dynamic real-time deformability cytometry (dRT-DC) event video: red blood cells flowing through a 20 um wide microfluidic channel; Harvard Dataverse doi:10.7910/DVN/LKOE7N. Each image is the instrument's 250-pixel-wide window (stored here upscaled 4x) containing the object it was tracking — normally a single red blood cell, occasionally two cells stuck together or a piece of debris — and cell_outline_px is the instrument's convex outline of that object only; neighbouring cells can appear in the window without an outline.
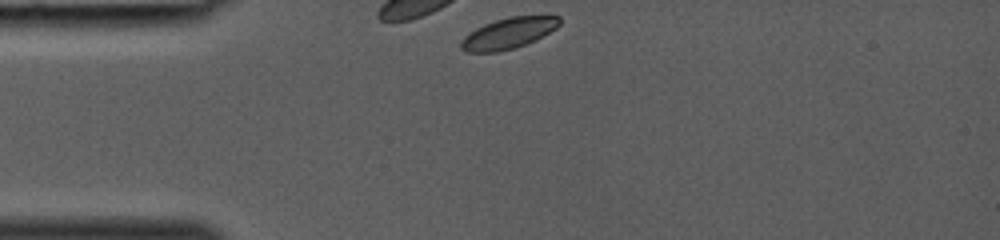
{"species": "common noctule bat (a hibernating species)", "species_latin": "Nyctalus noctula", "temperature_condition": "room temperature", "stored_images_in_passage": 26, "camera_frame_rate_fps": 3000, "um_per_image_px": 0.085, "animal": {"sex": "female", "body_mass_g": 19.0, "forearm_length_mm": 53.3}, "frame": {"image": 1, "passage_image": 1, "time_ms": 0.0, "image_size_px": [1000, 240], "cell_outline_px": [[560, 24], [556, 28], [536, 40], [516, 48], [500, 52], [468, 52], [460, 48], [460, 40], [464, 36], [476, 28], [484, 24], [508, 16], [560, 16]], "centroid_in_image_um": [43.2, 2.83], "position_along_channel_um": 41.8, "area_um2": 17.86}}
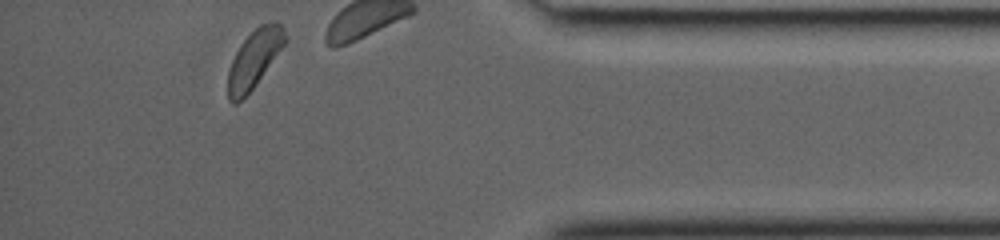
{"frame": {"image": 2, "passage_image": 26, "time_ms": 8.333, "image_size_px": [1000, 240], "cell_outline_px": [[288, 40], [256, 84], [236, 104], [232, 104], [228, 100], [228, 72], [232, 60], [240, 44], [260, 24], [276, 20], [284, 28]], "centroid_in_image_um": [21.63, 4.98], "position_along_channel_um": 413.6, "area_um2": 19.13}}